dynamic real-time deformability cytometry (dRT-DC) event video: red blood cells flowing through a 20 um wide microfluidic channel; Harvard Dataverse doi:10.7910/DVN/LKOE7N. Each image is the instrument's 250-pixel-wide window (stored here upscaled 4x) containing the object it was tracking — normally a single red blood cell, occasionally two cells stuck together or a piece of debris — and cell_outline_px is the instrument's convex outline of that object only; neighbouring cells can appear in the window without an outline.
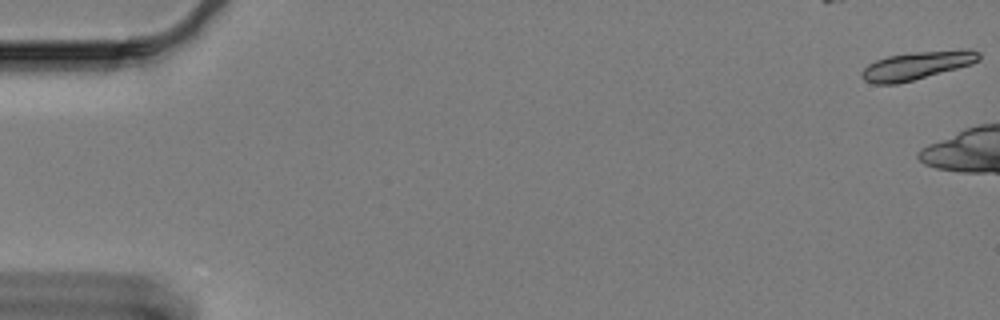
{"species": "Egyptian fruit bat (a non-hibernating species)", "species_latin": "Rousettus aegyptiacus", "temperature_condition": "cold", "stored_images_in_passage": 12, "camera_frame_rate_fps": 3000, "um_per_image_px": 0.085, "animal": {"sex": "female"}, "frame": {"image": 1, "passage_image": 1, "time_ms": 0.0, "image_size_px": [1000, 320], "cell_outline_px": [[980, 60], [972, 64], [912, 80], [896, 84], [876, 84], [864, 80], [860, 76], [860, 72], [868, 64], [876, 60], [888, 56], [912, 52], [968, 48], [980, 52]], "centroid_in_image_um": [77.95, 5.54], "position_along_channel_um": 7.1, "area_um2": 19.31}}